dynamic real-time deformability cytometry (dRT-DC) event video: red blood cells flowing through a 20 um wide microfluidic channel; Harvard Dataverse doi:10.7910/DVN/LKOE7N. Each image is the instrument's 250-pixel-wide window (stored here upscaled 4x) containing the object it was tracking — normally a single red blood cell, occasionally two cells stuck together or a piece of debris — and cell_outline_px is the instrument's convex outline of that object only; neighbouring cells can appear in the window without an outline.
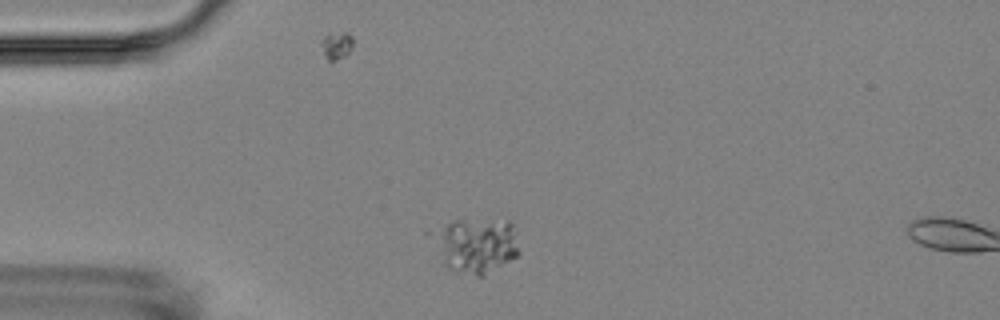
{"species": "Egyptian fruit bat (a non-hibernating species)", "species_latin": "Rousettus aegyptiacus", "temperature_condition": "room temperature", "stored_images_in_passage": 2, "camera_frame_rate_fps": 3000, "um_per_image_px": 0.085, "animal": {"sex": "female"}, "frame": {"image": 1, "passage_image": 1, "time_ms": 0.0, "image_size_px": [1000, 320], "cell_outline_px": [[520, 252], [516, 256], [484, 276], [476, 276], [448, 268], [444, 264], [436, 232], [444, 224], [452, 220], [508, 220], [516, 224]], "centroid_in_image_um": [40.62, 20.82], "position_along_channel_um": 44.4, "area_um2": 27.11}}